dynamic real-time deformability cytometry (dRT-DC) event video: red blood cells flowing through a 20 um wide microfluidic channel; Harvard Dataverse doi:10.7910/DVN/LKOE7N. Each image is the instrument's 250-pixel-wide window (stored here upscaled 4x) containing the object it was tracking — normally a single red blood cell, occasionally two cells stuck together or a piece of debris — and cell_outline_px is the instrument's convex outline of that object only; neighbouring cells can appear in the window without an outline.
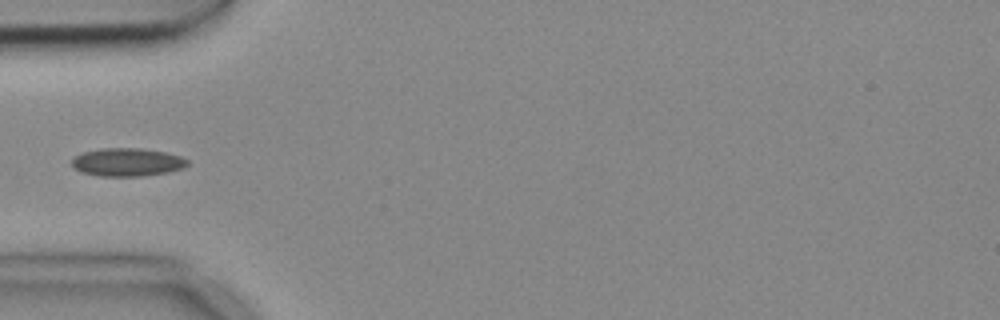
{"species": "common noctule bat (a hibernating species)", "species_latin": "Nyctalus noctula", "temperature_condition": "cold", "stored_images_in_passage": 8, "camera_frame_rate_fps": 3000, "um_per_image_px": 0.085, "animal": {"sex": "female", "body_mass_g": 18.4}, "frame": {"image": 1, "passage_image": 4, "time_ms": 1.0, "image_size_px": [1000, 320], "cell_outline_px": [[188, 164], [184, 168], [168, 172], [144, 176], [100, 176], [80, 172], [72, 168], [72, 160], [76, 156], [84, 152], [100, 148], [140, 148], [164, 152], [180, 156], [188, 160]], "centroid_in_image_um": [10.81, 13.79], "position_along_channel_um": 74.2, "area_um2": 19.02}}
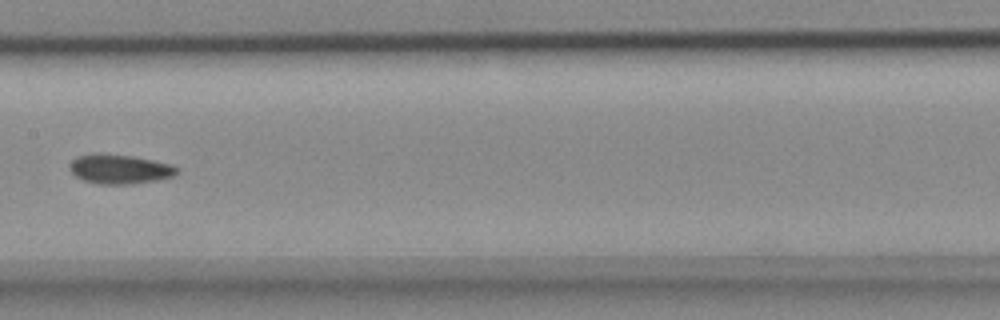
{"frame": {"image": 2, "passage_image": 7, "time_ms": 2.0, "image_size_px": [1000, 320], "cell_outline_px": [[180, 172], [172, 176], [156, 180], [132, 184], [96, 184], [84, 180], [76, 176], [68, 168], [72, 160], [76, 156], [92, 152], [104, 152], [132, 156], [172, 164], [180, 168]], "centroid_in_image_um": [10.15, 14.35], "position_along_channel_um": 197.2, "area_um2": 18.79}}
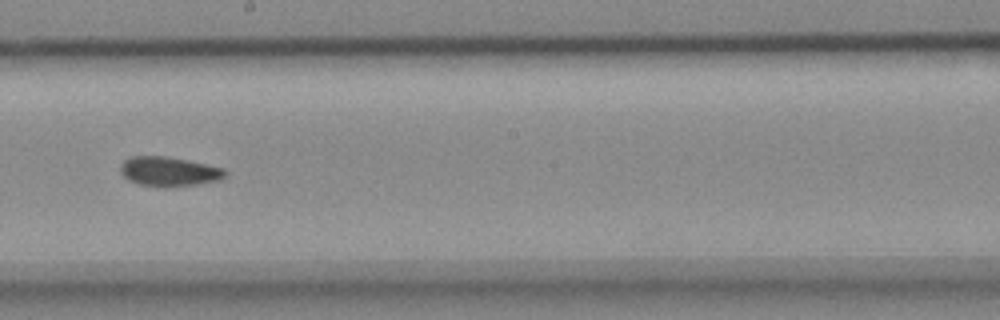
{"frame": {"image": 3, "passage_image": 8, "time_ms": 2.333, "image_size_px": [1000, 320], "cell_outline_px": [[228, 172], [220, 180], [196, 184], [164, 188], [140, 184], [128, 180], [120, 172], [120, 164], [124, 160], [132, 156], [164, 156], [188, 160], [224, 168]], "centroid_in_image_um": [14.35, 14.58], "position_along_channel_um": 233.8, "area_um2": 18.09}}